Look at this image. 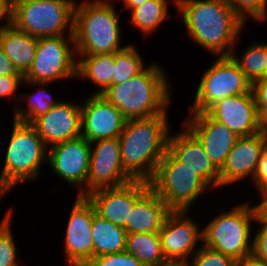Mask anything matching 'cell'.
<instances>
[{"label":"cell","mask_w":267,"mask_h":266,"mask_svg":"<svg viewBox=\"0 0 267 266\" xmlns=\"http://www.w3.org/2000/svg\"><path fill=\"white\" fill-rule=\"evenodd\" d=\"M258 194H260L259 196H261L259 202H255V207L257 210V215L267 221V188L263 189L262 191H260Z\"/></svg>","instance_id":"obj_41"},{"label":"cell","mask_w":267,"mask_h":266,"mask_svg":"<svg viewBox=\"0 0 267 266\" xmlns=\"http://www.w3.org/2000/svg\"><path fill=\"white\" fill-rule=\"evenodd\" d=\"M261 41V42H260ZM254 41L243 49L238 55V42L232 50L231 57L238 64L240 70L247 79L253 83L259 79L265 78L266 71V41Z\"/></svg>","instance_id":"obj_29"},{"label":"cell","mask_w":267,"mask_h":266,"mask_svg":"<svg viewBox=\"0 0 267 266\" xmlns=\"http://www.w3.org/2000/svg\"><path fill=\"white\" fill-rule=\"evenodd\" d=\"M0 76H23L15 68L0 46Z\"/></svg>","instance_id":"obj_39"},{"label":"cell","mask_w":267,"mask_h":266,"mask_svg":"<svg viewBox=\"0 0 267 266\" xmlns=\"http://www.w3.org/2000/svg\"><path fill=\"white\" fill-rule=\"evenodd\" d=\"M150 187V182H131L109 188H100L86 195L94 205L96 214L115 225L124 227L129 223L130 212L136 200Z\"/></svg>","instance_id":"obj_17"},{"label":"cell","mask_w":267,"mask_h":266,"mask_svg":"<svg viewBox=\"0 0 267 266\" xmlns=\"http://www.w3.org/2000/svg\"><path fill=\"white\" fill-rule=\"evenodd\" d=\"M205 112L238 137L252 136L262 131V120L252 92L218 100Z\"/></svg>","instance_id":"obj_18"},{"label":"cell","mask_w":267,"mask_h":266,"mask_svg":"<svg viewBox=\"0 0 267 266\" xmlns=\"http://www.w3.org/2000/svg\"><path fill=\"white\" fill-rule=\"evenodd\" d=\"M13 19V0H0V23L8 25ZM4 23H3V22Z\"/></svg>","instance_id":"obj_40"},{"label":"cell","mask_w":267,"mask_h":266,"mask_svg":"<svg viewBox=\"0 0 267 266\" xmlns=\"http://www.w3.org/2000/svg\"><path fill=\"white\" fill-rule=\"evenodd\" d=\"M77 0H13L12 24L36 38L74 36Z\"/></svg>","instance_id":"obj_7"},{"label":"cell","mask_w":267,"mask_h":266,"mask_svg":"<svg viewBox=\"0 0 267 266\" xmlns=\"http://www.w3.org/2000/svg\"><path fill=\"white\" fill-rule=\"evenodd\" d=\"M90 155V142L80 136L49 147L47 164L61 181L77 188L78 196H86Z\"/></svg>","instance_id":"obj_13"},{"label":"cell","mask_w":267,"mask_h":266,"mask_svg":"<svg viewBox=\"0 0 267 266\" xmlns=\"http://www.w3.org/2000/svg\"><path fill=\"white\" fill-rule=\"evenodd\" d=\"M114 2V0L76 1L74 8L76 55L113 54L128 45V43L123 45L121 42L122 10L116 9Z\"/></svg>","instance_id":"obj_4"},{"label":"cell","mask_w":267,"mask_h":266,"mask_svg":"<svg viewBox=\"0 0 267 266\" xmlns=\"http://www.w3.org/2000/svg\"><path fill=\"white\" fill-rule=\"evenodd\" d=\"M234 12L247 24L253 20L265 22L267 20V0H226ZM250 20H249V19ZM248 20V21H247Z\"/></svg>","instance_id":"obj_32"},{"label":"cell","mask_w":267,"mask_h":266,"mask_svg":"<svg viewBox=\"0 0 267 266\" xmlns=\"http://www.w3.org/2000/svg\"><path fill=\"white\" fill-rule=\"evenodd\" d=\"M160 266H188V263H183V262H167L163 265Z\"/></svg>","instance_id":"obj_44"},{"label":"cell","mask_w":267,"mask_h":266,"mask_svg":"<svg viewBox=\"0 0 267 266\" xmlns=\"http://www.w3.org/2000/svg\"><path fill=\"white\" fill-rule=\"evenodd\" d=\"M185 35L213 57L231 56L246 23L226 0H176Z\"/></svg>","instance_id":"obj_1"},{"label":"cell","mask_w":267,"mask_h":266,"mask_svg":"<svg viewBox=\"0 0 267 266\" xmlns=\"http://www.w3.org/2000/svg\"><path fill=\"white\" fill-rule=\"evenodd\" d=\"M237 262L218 251L202 245L192 256L188 266H236Z\"/></svg>","instance_id":"obj_33"},{"label":"cell","mask_w":267,"mask_h":266,"mask_svg":"<svg viewBox=\"0 0 267 266\" xmlns=\"http://www.w3.org/2000/svg\"><path fill=\"white\" fill-rule=\"evenodd\" d=\"M252 182L257 193L267 188V146L261 154Z\"/></svg>","instance_id":"obj_38"},{"label":"cell","mask_w":267,"mask_h":266,"mask_svg":"<svg viewBox=\"0 0 267 266\" xmlns=\"http://www.w3.org/2000/svg\"><path fill=\"white\" fill-rule=\"evenodd\" d=\"M262 132L267 137V116L262 120Z\"/></svg>","instance_id":"obj_45"},{"label":"cell","mask_w":267,"mask_h":266,"mask_svg":"<svg viewBox=\"0 0 267 266\" xmlns=\"http://www.w3.org/2000/svg\"><path fill=\"white\" fill-rule=\"evenodd\" d=\"M81 100V136L93 142L119 137L126 119L119 109L100 94L89 95Z\"/></svg>","instance_id":"obj_16"},{"label":"cell","mask_w":267,"mask_h":266,"mask_svg":"<svg viewBox=\"0 0 267 266\" xmlns=\"http://www.w3.org/2000/svg\"><path fill=\"white\" fill-rule=\"evenodd\" d=\"M125 251L134 255L143 266L167 263L162 252L160 233L127 234Z\"/></svg>","instance_id":"obj_28"},{"label":"cell","mask_w":267,"mask_h":266,"mask_svg":"<svg viewBox=\"0 0 267 266\" xmlns=\"http://www.w3.org/2000/svg\"><path fill=\"white\" fill-rule=\"evenodd\" d=\"M183 124L198 138L213 165L220 170L239 137L206 112L188 113Z\"/></svg>","instance_id":"obj_21"},{"label":"cell","mask_w":267,"mask_h":266,"mask_svg":"<svg viewBox=\"0 0 267 266\" xmlns=\"http://www.w3.org/2000/svg\"><path fill=\"white\" fill-rule=\"evenodd\" d=\"M95 214V207L89 199L77 195L70 210L63 238L65 265L87 266L94 259L91 226Z\"/></svg>","instance_id":"obj_11"},{"label":"cell","mask_w":267,"mask_h":266,"mask_svg":"<svg viewBox=\"0 0 267 266\" xmlns=\"http://www.w3.org/2000/svg\"><path fill=\"white\" fill-rule=\"evenodd\" d=\"M193 218L190 211H171L166 217L159 233L167 262L188 263L203 245L202 225Z\"/></svg>","instance_id":"obj_12"},{"label":"cell","mask_w":267,"mask_h":266,"mask_svg":"<svg viewBox=\"0 0 267 266\" xmlns=\"http://www.w3.org/2000/svg\"><path fill=\"white\" fill-rule=\"evenodd\" d=\"M24 76H0V99L9 100L14 109L19 101L21 85H23ZM19 89V90H18Z\"/></svg>","instance_id":"obj_36"},{"label":"cell","mask_w":267,"mask_h":266,"mask_svg":"<svg viewBox=\"0 0 267 266\" xmlns=\"http://www.w3.org/2000/svg\"><path fill=\"white\" fill-rule=\"evenodd\" d=\"M182 129L168 137L167 150L186 167L196 172L212 189L220 188V173L213 165L198 138L182 123Z\"/></svg>","instance_id":"obj_20"},{"label":"cell","mask_w":267,"mask_h":266,"mask_svg":"<svg viewBox=\"0 0 267 266\" xmlns=\"http://www.w3.org/2000/svg\"><path fill=\"white\" fill-rule=\"evenodd\" d=\"M90 144L87 194L100 188L118 187L133 180L123 169L118 137L96 140Z\"/></svg>","instance_id":"obj_14"},{"label":"cell","mask_w":267,"mask_h":266,"mask_svg":"<svg viewBox=\"0 0 267 266\" xmlns=\"http://www.w3.org/2000/svg\"><path fill=\"white\" fill-rule=\"evenodd\" d=\"M136 47L130 43L115 53L113 85L130 80L148 66Z\"/></svg>","instance_id":"obj_30"},{"label":"cell","mask_w":267,"mask_h":266,"mask_svg":"<svg viewBox=\"0 0 267 266\" xmlns=\"http://www.w3.org/2000/svg\"><path fill=\"white\" fill-rule=\"evenodd\" d=\"M267 146V137L261 131L255 135L239 137L226 157L220 173V188L253 180L261 154Z\"/></svg>","instance_id":"obj_19"},{"label":"cell","mask_w":267,"mask_h":266,"mask_svg":"<svg viewBox=\"0 0 267 266\" xmlns=\"http://www.w3.org/2000/svg\"><path fill=\"white\" fill-rule=\"evenodd\" d=\"M91 229L94 257L125 252L127 233L123 227L95 214Z\"/></svg>","instance_id":"obj_27"},{"label":"cell","mask_w":267,"mask_h":266,"mask_svg":"<svg viewBox=\"0 0 267 266\" xmlns=\"http://www.w3.org/2000/svg\"><path fill=\"white\" fill-rule=\"evenodd\" d=\"M160 65L152 61L130 80L111 85L100 95L119 109L126 120L168 113L173 89L167 70Z\"/></svg>","instance_id":"obj_3"},{"label":"cell","mask_w":267,"mask_h":266,"mask_svg":"<svg viewBox=\"0 0 267 266\" xmlns=\"http://www.w3.org/2000/svg\"><path fill=\"white\" fill-rule=\"evenodd\" d=\"M171 210L167 204L149 187L135 202L129 223L123 227L127 234L159 233Z\"/></svg>","instance_id":"obj_22"},{"label":"cell","mask_w":267,"mask_h":266,"mask_svg":"<svg viewBox=\"0 0 267 266\" xmlns=\"http://www.w3.org/2000/svg\"><path fill=\"white\" fill-rule=\"evenodd\" d=\"M203 71L189 112H205L218 100L250 93L252 83L231 56H220Z\"/></svg>","instance_id":"obj_9"},{"label":"cell","mask_w":267,"mask_h":266,"mask_svg":"<svg viewBox=\"0 0 267 266\" xmlns=\"http://www.w3.org/2000/svg\"><path fill=\"white\" fill-rule=\"evenodd\" d=\"M77 79L95 85L92 94H102L113 85L115 53L96 55H77Z\"/></svg>","instance_id":"obj_25"},{"label":"cell","mask_w":267,"mask_h":266,"mask_svg":"<svg viewBox=\"0 0 267 266\" xmlns=\"http://www.w3.org/2000/svg\"><path fill=\"white\" fill-rule=\"evenodd\" d=\"M150 187L171 211H190L204 192L213 189L168 150L160 160Z\"/></svg>","instance_id":"obj_8"},{"label":"cell","mask_w":267,"mask_h":266,"mask_svg":"<svg viewBox=\"0 0 267 266\" xmlns=\"http://www.w3.org/2000/svg\"><path fill=\"white\" fill-rule=\"evenodd\" d=\"M77 65L74 36L41 37L24 81L54 83L77 80Z\"/></svg>","instance_id":"obj_10"},{"label":"cell","mask_w":267,"mask_h":266,"mask_svg":"<svg viewBox=\"0 0 267 266\" xmlns=\"http://www.w3.org/2000/svg\"><path fill=\"white\" fill-rule=\"evenodd\" d=\"M8 141L0 173V199L20 183L38 181L48 158V147L30 123L13 120Z\"/></svg>","instance_id":"obj_5"},{"label":"cell","mask_w":267,"mask_h":266,"mask_svg":"<svg viewBox=\"0 0 267 266\" xmlns=\"http://www.w3.org/2000/svg\"><path fill=\"white\" fill-rule=\"evenodd\" d=\"M37 42L38 38L17 29L12 23L4 25L0 32L1 48L23 76L32 66Z\"/></svg>","instance_id":"obj_23"},{"label":"cell","mask_w":267,"mask_h":266,"mask_svg":"<svg viewBox=\"0 0 267 266\" xmlns=\"http://www.w3.org/2000/svg\"><path fill=\"white\" fill-rule=\"evenodd\" d=\"M251 91L255 99L259 117L263 120L267 116V78L253 82Z\"/></svg>","instance_id":"obj_37"},{"label":"cell","mask_w":267,"mask_h":266,"mask_svg":"<svg viewBox=\"0 0 267 266\" xmlns=\"http://www.w3.org/2000/svg\"><path fill=\"white\" fill-rule=\"evenodd\" d=\"M254 224H257V227L259 225V228H254L253 231L252 256L260 262L267 263V221L257 215Z\"/></svg>","instance_id":"obj_34"},{"label":"cell","mask_w":267,"mask_h":266,"mask_svg":"<svg viewBox=\"0 0 267 266\" xmlns=\"http://www.w3.org/2000/svg\"><path fill=\"white\" fill-rule=\"evenodd\" d=\"M170 4L176 6V0H148L143 5L133 8L129 11L130 26L139 30L145 37L153 35L163 22L170 18Z\"/></svg>","instance_id":"obj_26"},{"label":"cell","mask_w":267,"mask_h":266,"mask_svg":"<svg viewBox=\"0 0 267 266\" xmlns=\"http://www.w3.org/2000/svg\"><path fill=\"white\" fill-rule=\"evenodd\" d=\"M114 1H115V3L122 1L123 7L121 6L120 9L123 12L124 9H126V10L128 9L131 11L133 8H137L141 5H143L148 0H114Z\"/></svg>","instance_id":"obj_42"},{"label":"cell","mask_w":267,"mask_h":266,"mask_svg":"<svg viewBox=\"0 0 267 266\" xmlns=\"http://www.w3.org/2000/svg\"><path fill=\"white\" fill-rule=\"evenodd\" d=\"M13 212H15L13 208L9 207L2 220H0V266H25L18 257L19 248H17V241L13 234V224H11Z\"/></svg>","instance_id":"obj_31"},{"label":"cell","mask_w":267,"mask_h":266,"mask_svg":"<svg viewBox=\"0 0 267 266\" xmlns=\"http://www.w3.org/2000/svg\"><path fill=\"white\" fill-rule=\"evenodd\" d=\"M87 266H143L141 262L128 252L100 255Z\"/></svg>","instance_id":"obj_35"},{"label":"cell","mask_w":267,"mask_h":266,"mask_svg":"<svg viewBox=\"0 0 267 266\" xmlns=\"http://www.w3.org/2000/svg\"><path fill=\"white\" fill-rule=\"evenodd\" d=\"M169 113L127 120L119 138L124 171L133 180L150 182L168 148Z\"/></svg>","instance_id":"obj_2"},{"label":"cell","mask_w":267,"mask_h":266,"mask_svg":"<svg viewBox=\"0 0 267 266\" xmlns=\"http://www.w3.org/2000/svg\"><path fill=\"white\" fill-rule=\"evenodd\" d=\"M236 266H267V263L260 262L253 256H249L244 260L237 262Z\"/></svg>","instance_id":"obj_43"},{"label":"cell","mask_w":267,"mask_h":266,"mask_svg":"<svg viewBox=\"0 0 267 266\" xmlns=\"http://www.w3.org/2000/svg\"><path fill=\"white\" fill-rule=\"evenodd\" d=\"M24 85H27V87L32 86L34 91H31V93L24 91L19 92V101L16 107L11 109L14 121L31 123L35 118L46 113L60 102L59 99H54L50 90H47V86L51 85V83L23 81V86ZM34 87L36 88L34 89Z\"/></svg>","instance_id":"obj_24"},{"label":"cell","mask_w":267,"mask_h":266,"mask_svg":"<svg viewBox=\"0 0 267 266\" xmlns=\"http://www.w3.org/2000/svg\"><path fill=\"white\" fill-rule=\"evenodd\" d=\"M234 205L225 211L221 208L213 219L202 225V234L204 246L239 262L252 256L257 210L248 198Z\"/></svg>","instance_id":"obj_6"},{"label":"cell","mask_w":267,"mask_h":266,"mask_svg":"<svg viewBox=\"0 0 267 266\" xmlns=\"http://www.w3.org/2000/svg\"><path fill=\"white\" fill-rule=\"evenodd\" d=\"M49 148L57 143L81 136V102L60 100L46 113L30 123Z\"/></svg>","instance_id":"obj_15"},{"label":"cell","mask_w":267,"mask_h":266,"mask_svg":"<svg viewBox=\"0 0 267 266\" xmlns=\"http://www.w3.org/2000/svg\"><path fill=\"white\" fill-rule=\"evenodd\" d=\"M265 78H267V41H266V71H265Z\"/></svg>","instance_id":"obj_46"},{"label":"cell","mask_w":267,"mask_h":266,"mask_svg":"<svg viewBox=\"0 0 267 266\" xmlns=\"http://www.w3.org/2000/svg\"><path fill=\"white\" fill-rule=\"evenodd\" d=\"M3 28V25L0 23V32H1V29Z\"/></svg>","instance_id":"obj_47"}]
</instances>
